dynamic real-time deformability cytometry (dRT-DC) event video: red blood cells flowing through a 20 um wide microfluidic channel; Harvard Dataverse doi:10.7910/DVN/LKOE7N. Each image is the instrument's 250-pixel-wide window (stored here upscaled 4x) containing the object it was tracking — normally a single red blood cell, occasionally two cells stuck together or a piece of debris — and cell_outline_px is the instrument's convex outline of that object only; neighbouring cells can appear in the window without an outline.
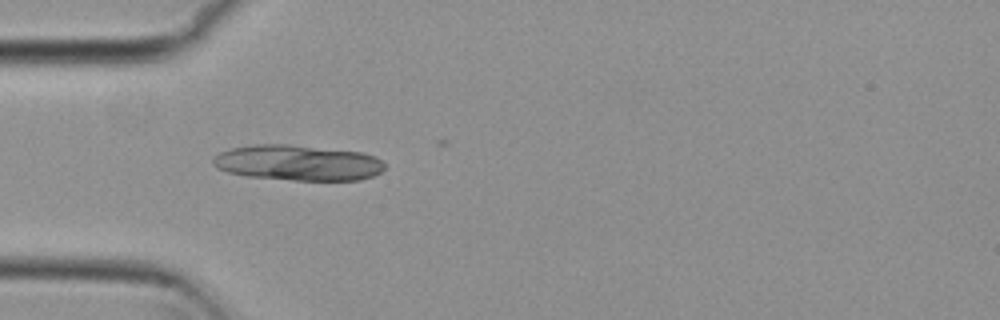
{"species": "common noctule bat (a hibernating species)", "species_latin": "Nyctalus noctula", "temperature_condition": "cold", "stored_images_in_passage": 4, "camera_frame_rate_fps": 3000, "um_per_image_px": 0.085, "animal": {"sex": "female", "body_mass_g": 29.2, "forearm_length_mm": 56.3}, "frame": {"image": 1, "passage_image": 4, "time_ms": 1.0, "image_size_px": [1000, 320], "cell_outline_px": [[384, 168], [380, 172], [372, 176], [360, 180], [292, 180], [244, 176], [228, 172], [216, 168], [212, 164], [212, 160], [220, 152], [232, 148], [252, 144], [288, 144], [360, 152], [376, 156], [384, 164]], "centroid_in_image_um": [25.29, 13.84], "position_along_channel_um": 59.7, "area_um2": 35.6}}